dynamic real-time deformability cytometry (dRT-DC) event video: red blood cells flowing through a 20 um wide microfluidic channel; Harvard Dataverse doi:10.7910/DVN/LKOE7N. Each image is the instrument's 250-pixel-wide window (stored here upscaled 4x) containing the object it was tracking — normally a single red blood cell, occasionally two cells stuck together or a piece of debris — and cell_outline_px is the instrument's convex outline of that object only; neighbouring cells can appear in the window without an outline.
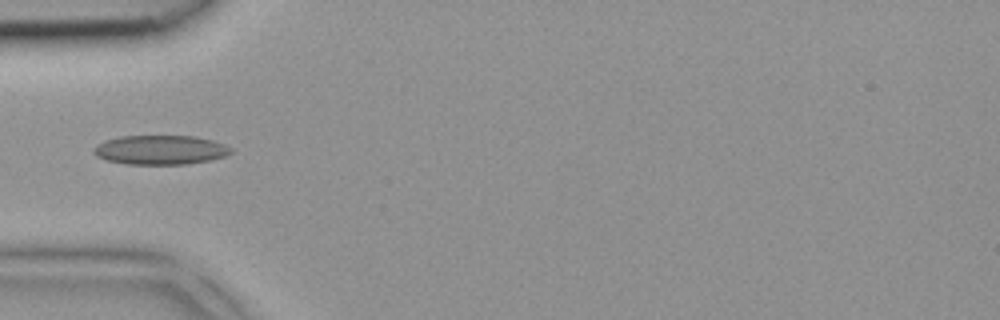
{"species": "common noctule bat (a hibernating species)", "species_latin": "Nyctalus noctula", "temperature_condition": "room temperature", "stored_images_in_passage": 5, "camera_frame_rate_fps": 3000, "um_per_image_px": 0.085, "animal": {"sex": "female", "body_mass_g": 18.4}, "frame": {"image": 1, "passage_image": 4, "time_ms": 1.0, "image_size_px": [1000, 320], "cell_outline_px": [[232, 152], [224, 156], [208, 160], [184, 164], [128, 164], [108, 160], [96, 156], [92, 152], [92, 148], [104, 140], [120, 136], [196, 136], [212, 140], [224, 144], [232, 148]], "centroid_in_image_um": [13.6, 12.73], "position_along_channel_um": 71.4, "area_um2": 23.35}}